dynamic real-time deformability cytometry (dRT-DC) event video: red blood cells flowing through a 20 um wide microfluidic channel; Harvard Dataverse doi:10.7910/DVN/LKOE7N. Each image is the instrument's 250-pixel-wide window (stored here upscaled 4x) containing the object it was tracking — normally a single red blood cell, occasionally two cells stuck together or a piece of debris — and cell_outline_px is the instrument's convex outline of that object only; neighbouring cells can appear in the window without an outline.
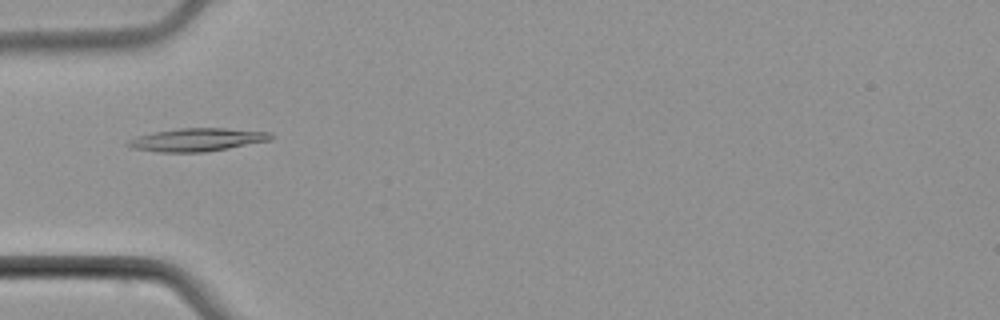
{"species": "common noctule bat (a hibernating species)", "species_latin": "Nyctalus noctula", "temperature_condition": "cold", "stored_images_in_passage": 4, "camera_frame_rate_fps": 3000, "um_per_image_px": 0.085, "animal": {"sex": "male", "body_mass_g": 21.5, "forearm_length_mm": 52.0}, "frame": {"image": 1, "passage_image": 4, "time_ms": 3.667, "image_size_px": [1000, 320], "cell_outline_px": [[276, 136], [272, 140], [228, 148], [204, 152], [156, 152], [132, 148], [124, 144], [128, 140], [136, 136], [152, 132], [180, 128], [224, 128], [272, 132]], "centroid_in_image_um": [16.76, 11.87], "position_along_channel_um": 68.2, "area_um2": 19.42}}